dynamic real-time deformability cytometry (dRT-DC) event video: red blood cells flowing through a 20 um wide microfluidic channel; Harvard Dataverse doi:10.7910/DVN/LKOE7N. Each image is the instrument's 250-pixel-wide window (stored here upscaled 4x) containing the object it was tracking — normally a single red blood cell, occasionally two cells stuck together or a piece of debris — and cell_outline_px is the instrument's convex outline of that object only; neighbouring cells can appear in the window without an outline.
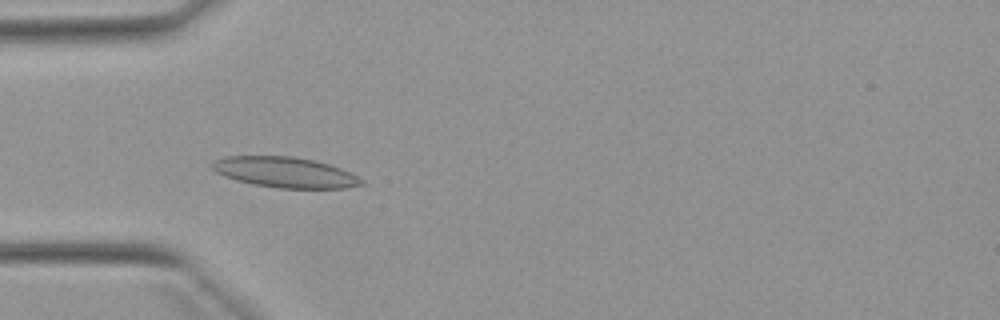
{"species": "Egyptian fruit bat (a non-hibernating species)", "species_latin": "Rousettus aegyptiacus", "temperature_condition": "warm", "stored_images_in_passage": 51, "camera_frame_rate_fps": 3000, "um_per_image_px": 0.085, "animal": {"sex": "female"}, "frame": {"image": 1, "passage_image": 15, "time_ms": 4.667, "image_size_px": [1000, 320], "cell_outline_px": [[364, 184], [348, 188], [276, 188], [252, 184], [236, 180], [224, 176], [216, 172], [212, 168], [212, 164], [216, 160], [224, 156], [292, 156], [316, 160], [340, 168], [364, 180]], "centroid_in_image_um": [24.23, 14.65], "position_along_channel_um": 60.8, "area_um2": 26.53}}
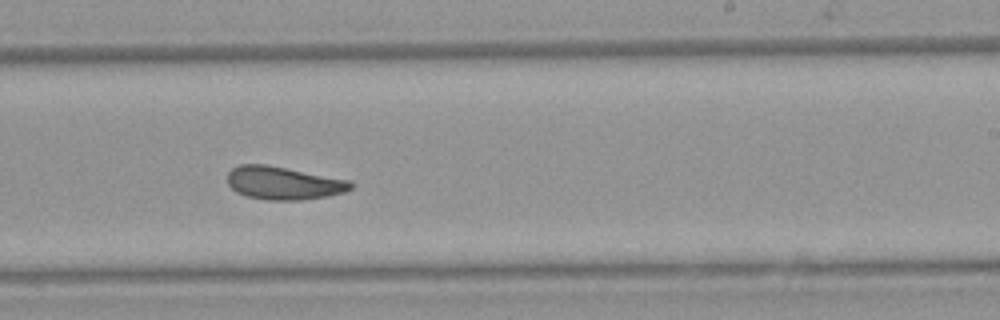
{"frame": {"image": 2, "passage_image": 31, "time_ms": 10.0, "image_size_px": [1000, 320], "cell_outline_px": [[356, 184], [352, 188], [344, 192], [328, 196], [300, 200], [268, 200], [248, 196], [236, 192], [228, 184], [228, 172], [232, 168], [240, 164], [264, 164], [352, 180]], "centroid_in_image_um": [24.14, 15.56], "position_along_channel_um": 264.9, "area_um2": 23.81}}
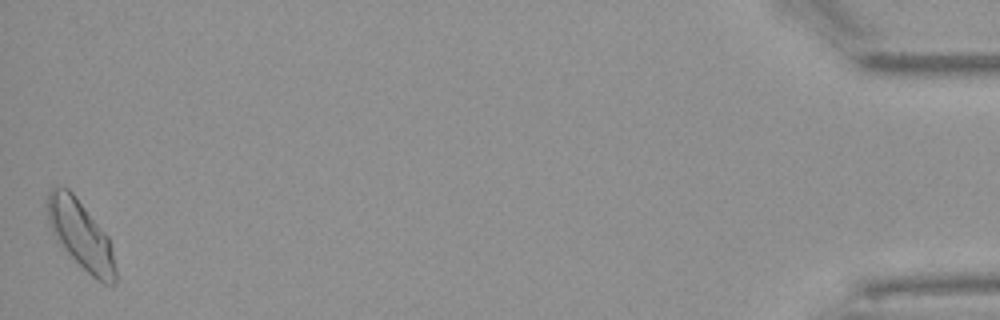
{"frame": {"image": 3, "passage_image": 51, "time_ms": 16.667, "image_size_px": [1000, 320], "cell_outline_px": [[116, 280], [112, 284], [104, 284], [96, 280], [56, 240], [48, 224], [48, 192], [56, 184], [68, 188], [76, 196], [108, 236], [116, 268]], "centroid_in_image_um": [6.86, 19.93], "position_along_channel_um": 428.3, "area_um2": 26.82}, "authors_computed_cell_mechanics": {"area_um2": 24.2182, "velocity_mm_per_s": 3.8788, "shape_relaxation_time_tau1_ms": 5.1976, "shape_relaxation_time_tau2_ms": 5.5783, "deformation_change_tau1": 0.1267, "deformation_change_tau2": 0.1057}}